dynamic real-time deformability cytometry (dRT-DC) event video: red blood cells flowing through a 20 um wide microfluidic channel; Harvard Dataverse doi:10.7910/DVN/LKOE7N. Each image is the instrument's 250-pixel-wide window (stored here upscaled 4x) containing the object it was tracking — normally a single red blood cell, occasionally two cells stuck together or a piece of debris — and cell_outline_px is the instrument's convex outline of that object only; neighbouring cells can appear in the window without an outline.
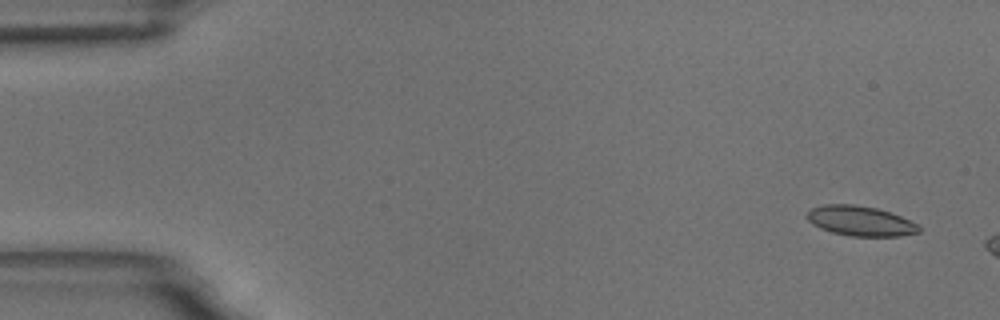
{"species": "common noctule bat (a hibernating species)", "species_latin": "Nyctalus noctula", "temperature_condition": "room temperature", "stored_images_in_passage": 3, "camera_frame_rate_fps": 3000, "um_per_image_px": 0.085, "animal": {"sex": "male", "body_mass_g": 18.8}, "frame": {"image": 1, "passage_image": 1, "time_ms": 0.0, "image_size_px": [1000, 320], "cell_outline_px": [[920, 232], [900, 236], [848, 236], [832, 232], [820, 228], [812, 224], [804, 216], [812, 208], [824, 204], [852, 204], [876, 208], [900, 216], [920, 224]], "centroid_in_image_um": [73.12, 18.78], "position_along_channel_um": 11.9, "area_um2": 19.59}}